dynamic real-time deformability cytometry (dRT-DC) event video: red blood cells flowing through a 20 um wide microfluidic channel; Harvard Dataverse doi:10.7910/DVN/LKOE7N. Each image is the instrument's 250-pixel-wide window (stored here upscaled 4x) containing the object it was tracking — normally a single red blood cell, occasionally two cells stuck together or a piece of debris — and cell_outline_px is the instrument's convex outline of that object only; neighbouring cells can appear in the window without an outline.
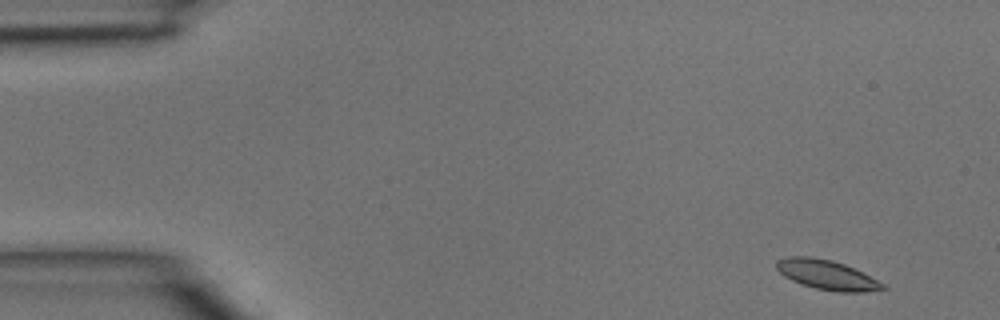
{"species": "common noctule bat (a hibernating species)", "species_latin": "Nyctalus noctula", "temperature_condition": "room temperature", "stored_images_in_passage": 4, "camera_frame_rate_fps": 3000, "um_per_image_px": 0.085, "animal": {"sex": "male", "body_mass_g": 15.6}, "frame": {"image": 1, "passage_image": 1, "time_ms": 0.0, "image_size_px": [1000, 320], "cell_outline_px": [[888, 288], [864, 292], [836, 292], [816, 288], [800, 284], [784, 276], [776, 268], [776, 260], [788, 256], [812, 256], [832, 260], [844, 264], [884, 284]], "centroid_in_image_um": [70.23, 23.35], "position_along_channel_um": 14.8, "area_um2": 18.21}}
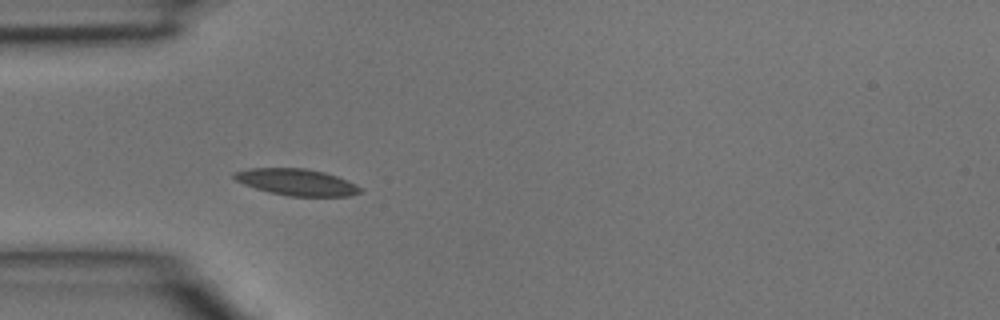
{"frame": {"image": 2, "passage_image": 3, "time_ms": 0.667, "image_size_px": [1000, 320], "cell_outline_px": [[364, 192], [352, 196], [288, 196], [268, 192], [244, 184], [236, 180], [232, 176], [232, 172], [248, 168], [304, 168], [324, 172], [336, 176], [364, 188]], "centroid_in_image_um": [25.23, 15.48], "position_along_channel_um": 59.8, "area_um2": 19.65}}